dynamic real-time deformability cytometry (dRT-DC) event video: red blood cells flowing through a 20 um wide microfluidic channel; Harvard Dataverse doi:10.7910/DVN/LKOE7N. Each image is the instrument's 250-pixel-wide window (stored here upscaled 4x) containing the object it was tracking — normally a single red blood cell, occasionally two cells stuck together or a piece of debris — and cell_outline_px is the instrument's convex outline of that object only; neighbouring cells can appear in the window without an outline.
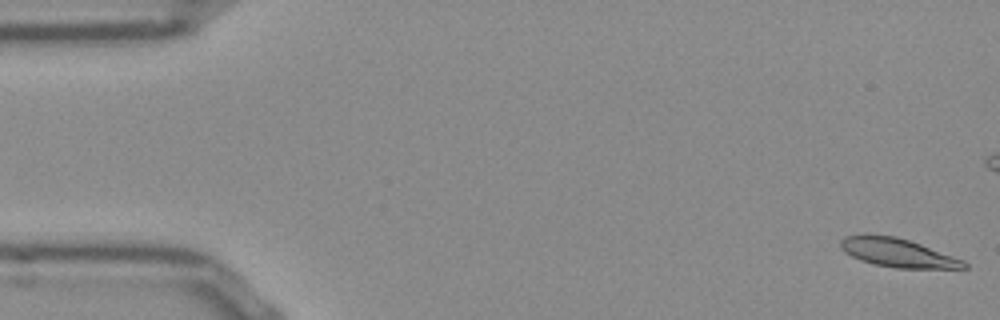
{"species": "Egyptian fruit bat (a non-hibernating species)", "species_latin": "Rousettus aegyptiacus", "temperature_condition": "room temperature", "stored_images_in_passage": 53, "camera_frame_rate_fps": 3000, "um_per_image_px": 0.085, "frame": {"image": 1, "passage_image": 1, "time_ms": 0.0, "image_size_px": [1000, 320], "cell_outline_px": [[968, 268], [896, 268], [872, 264], [860, 260], [844, 252], [840, 248], [840, 240], [844, 236], [868, 232], [896, 236], [920, 244], [964, 260], [968, 264]], "centroid_in_image_um": [76.22, 21.45], "position_along_channel_um": 8.8, "area_um2": 20.98}}
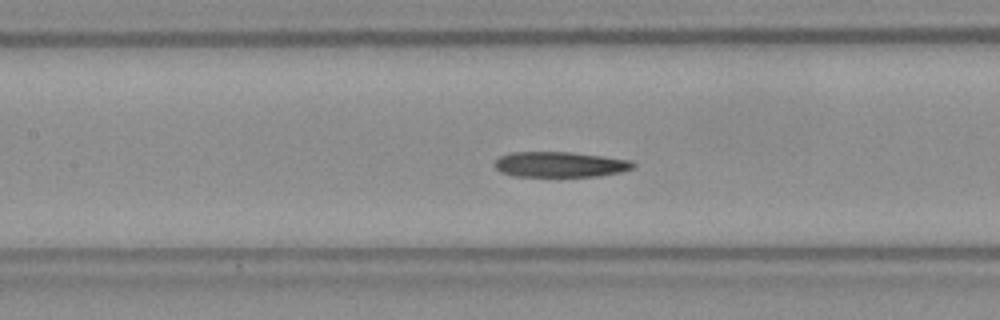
{"frame": {"image": 2, "passage_image": 23, "time_ms": 7.333, "image_size_px": [1000, 320], "cell_outline_px": [[636, 164], [632, 168], [620, 172], [600, 176], [512, 176], [500, 172], [492, 164], [500, 156], [512, 152], [572, 152], [604, 156], [632, 160]], "centroid_in_image_um": [47.59, 13.97], "position_along_channel_um": 159.8, "area_um2": 20.63}}
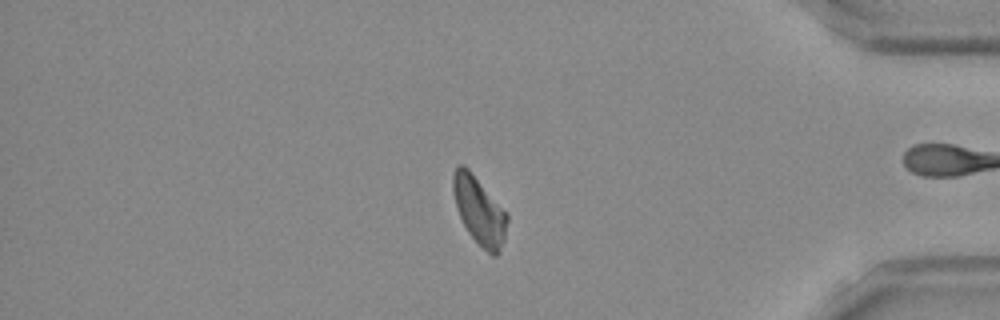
{"frame": {"image": 3, "passage_image": 44, "time_ms": 14.333, "image_size_px": [1000, 320], "cell_outline_px": [[508, 220], [504, 240], [496, 256], [492, 256], [468, 232], [456, 208], [452, 192], [452, 172], [460, 164], [464, 164], [468, 168], [508, 212]], "centroid_in_image_um": [40.73, 17.85], "position_along_channel_um": 394.5, "area_um2": 21.39}}